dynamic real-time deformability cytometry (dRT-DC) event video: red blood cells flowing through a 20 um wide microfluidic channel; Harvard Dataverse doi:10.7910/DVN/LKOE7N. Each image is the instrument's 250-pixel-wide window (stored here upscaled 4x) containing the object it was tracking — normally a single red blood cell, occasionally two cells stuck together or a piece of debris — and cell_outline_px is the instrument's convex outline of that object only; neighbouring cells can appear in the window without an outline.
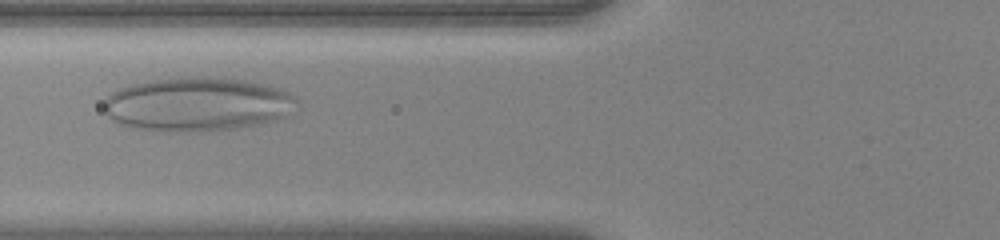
{"species": "human", "species_latin": "Homo sapiens", "temperature_condition": "warm", "stored_images_in_passage": 37, "camera_frame_rate_fps": 3000, "um_per_image_px": 0.085, "donor": {"sex": "female"}, "frame": {"image": 1, "passage_image": 5, "time_ms": 1.333, "image_size_px": [1000, 240], "cell_outline_px": [[300, 108], [284, 116], [272, 120], [256, 124], [236, 128], [200, 132], [164, 132], [140, 128], [120, 124], [112, 120], [104, 112], [104, 100], [112, 92], [128, 84], [152, 80], [180, 76], [204, 76], [244, 80], [264, 84], [288, 92], [296, 96], [300, 104]], "centroid_in_image_um": [16.78, 8.85], "position_along_channel_um": 109.0, "area_um2": 61.27}}
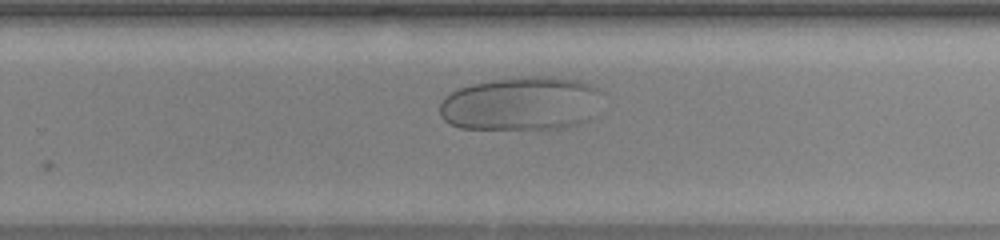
{"frame": {"image": 2, "passage_image": 19, "time_ms": 6.0, "image_size_px": [1000, 240], "cell_outline_px": [[596, 88], [588, 120], [576, 124], [560, 128], [460, 128], [448, 124], [440, 116], [440, 104], [444, 96], [460, 88], [472, 84], [492, 80], [528, 76], [552, 76], [580, 80], [592, 84]], "centroid_in_image_um": [44.16, 8.79], "position_along_channel_um": 285.6, "area_um2": 49.82}}
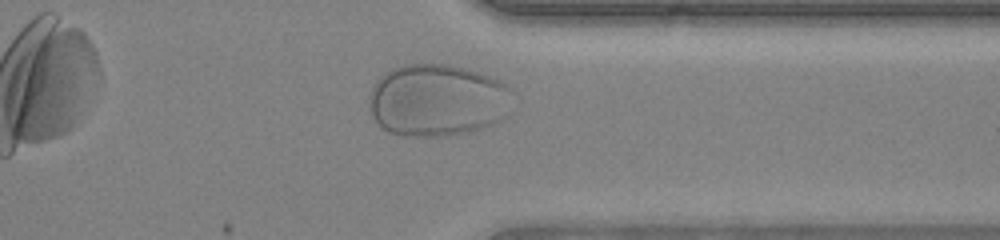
{"frame": {"image": 3, "passage_image": 26, "time_ms": 8.333, "image_size_px": [1000, 240], "cell_outline_px": [[512, 112], [504, 120], [472, 132], [444, 136], [408, 136], [388, 132], [372, 116], [368, 108], [368, 100], [372, 88], [376, 80], [380, 76], [392, 68], [404, 64], [444, 64], [468, 68], [488, 76], [504, 84], [508, 88]], "centroid_in_image_um": [37.17, 8.54], "position_along_channel_um": 374.2, "area_um2": 60.92}}